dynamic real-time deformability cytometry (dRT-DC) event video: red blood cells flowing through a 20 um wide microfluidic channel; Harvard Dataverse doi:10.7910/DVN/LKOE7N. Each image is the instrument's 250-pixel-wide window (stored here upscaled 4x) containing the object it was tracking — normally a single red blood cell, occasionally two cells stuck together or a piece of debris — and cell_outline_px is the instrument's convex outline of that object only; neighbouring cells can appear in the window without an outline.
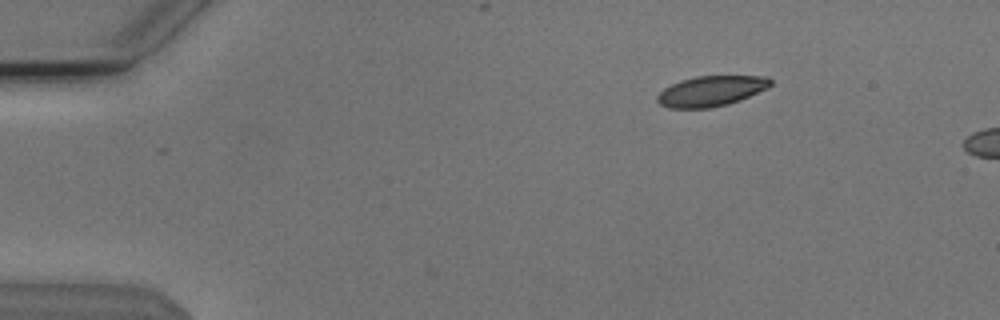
{"species": "Egyptian fruit bat (a non-hibernating species)", "species_latin": "Rousettus aegyptiacus", "temperature_condition": "cold", "stored_images_in_passage": 3, "camera_frame_rate_fps": 3000, "um_per_image_px": 0.085, "animal": {"sex": "male"}, "frame": {"image": 1, "passage_image": 1, "time_ms": 0.0, "image_size_px": [1000, 320], "cell_outline_px": [[772, 84], [768, 88], [740, 100], [728, 104], [712, 108], [668, 108], [660, 104], [656, 100], [656, 96], [664, 88], [680, 80], [696, 76], [764, 76], [772, 80]], "centroid_in_image_um": [60.43, 7.74], "position_along_channel_um": 24.6, "area_um2": 20.11}}